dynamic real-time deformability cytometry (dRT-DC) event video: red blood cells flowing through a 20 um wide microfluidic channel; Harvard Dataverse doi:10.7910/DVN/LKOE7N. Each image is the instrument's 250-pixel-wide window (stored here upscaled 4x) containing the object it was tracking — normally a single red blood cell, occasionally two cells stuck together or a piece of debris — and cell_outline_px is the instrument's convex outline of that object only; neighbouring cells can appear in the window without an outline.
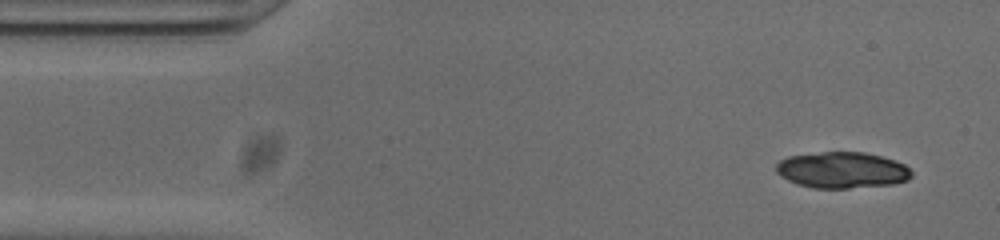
{"species": "common noctule bat (a hibernating species)", "species_latin": "Nyctalus noctula", "temperature_condition": "cold", "stored_images_in_passage": 49, "segment_of_instrument_passage": [1, 2], "camera_frame_rate_fps": 3000, "um_per_image_px": 0.085, "animal": {"sex": "male", "body_mass_g": 20.0, "forearm_length_mm": 53.3}, "frame": {"image": 1, "passage_image": 3, "time_ms": 0.667, "image_size_px": [1000, 240], "cell_outline_px": [[912, 176], [908, 180], [892, 184], [848, 188], [812, 188], [796, 184], [780, 176], [776, 172], [776, 164], [780, 160], [788, 156], [824, 152], [864, 152], [896, 160], [904, 164], [912, 172]], "centroid_in_image_um": [71.57, 14.46], "position_along_channel_um": 13.4, "area_um2": 28.61}}